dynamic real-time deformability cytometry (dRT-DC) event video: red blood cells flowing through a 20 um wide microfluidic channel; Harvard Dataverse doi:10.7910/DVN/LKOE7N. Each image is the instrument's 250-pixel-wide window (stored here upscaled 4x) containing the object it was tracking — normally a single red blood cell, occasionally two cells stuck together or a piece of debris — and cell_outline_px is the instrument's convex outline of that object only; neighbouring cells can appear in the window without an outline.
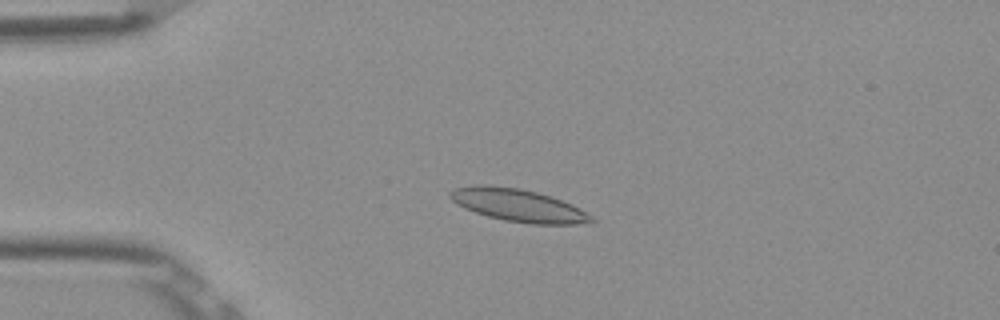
{"species": "Egyptian fruit bat (a non-hibernating species)", "species_latin": "Rousettus aegyptiacus", "temperature_condition": "room temperature", "stored_images_in_passage": 4, "camera_frame_rate_fps": 3000, "um_per_image_px": 0.085, "frame": {"image": 1, "passage_image": 3, "time_ms": 0.667, "image_size_px": [1000, 320], "cell_outline_px": [[596, 220], [576, 224], [532, 224], [504, 220], [488, 216], [464, 208], [452, 200], [448, 196], [448, 192], [452, 188], [476, 184], [484, 184], [520, 188], [552, 196], [572, 204], [580, 208], [592, 216]], "centroid_in_image_um": [44.01, 17.43], "position_along_channel_um": 41.0, "area_um2": 26.93}}